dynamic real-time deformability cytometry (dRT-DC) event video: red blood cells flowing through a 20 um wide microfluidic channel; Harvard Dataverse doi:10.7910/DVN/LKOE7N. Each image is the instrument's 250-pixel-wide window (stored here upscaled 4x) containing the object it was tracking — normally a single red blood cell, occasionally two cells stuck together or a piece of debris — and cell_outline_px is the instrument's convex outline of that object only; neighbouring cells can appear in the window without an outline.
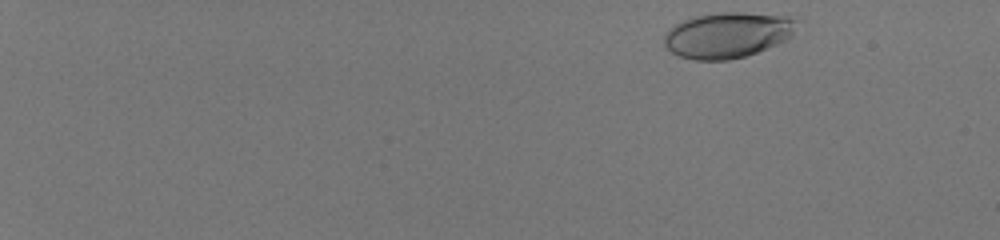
{"species": "human", "species_latin": "Homo sapiens", "temperature_condition": "room temperature", "stored_images_in_passage": 49, "camera_frame_rate_fps": 3000, "um_per_image_px": 0.085, "donor": {"sex": "male"}, "frame": {"image": 1, "passage_image": 2, "time_ms": 0.333, "image_size_px": [1000, 240], "cell_outline_px": [[796, 20], [792, 32], [784, 40], [776, 44], [756, 52], [744, 56], [728, 60], [692, 60], [680, 56], [672, 52], [664, 44], [664, 36], [668, 28], [684, 20], [696, 16], [720, 12], [744, 12], [788, 16]], "centroid_in_image_um": [61.78, 2.97], "position_along_channel_um": 23.2, "area_um2": 34.85}}
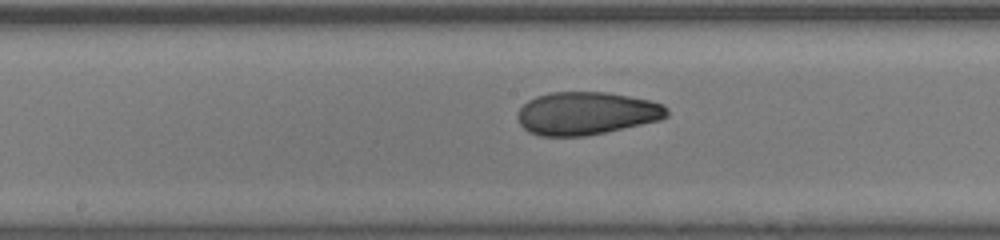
{"frame": {"image": 2, "passage_image": 29, "time_ms": 9.333, "image_size_px": [1000, 240], "cell_outline_px": [[668, 116], [660, 120], [604, 132], [584, 136], [540, 136], [528, 132], [520, 124], [516, 116], [520, 108], [528, 100], [536, 96], [552, 92], [608, 92], [648, 100], [664, 104], [668, 108]], "centroid_in_image_um": [49.83, 9.63], "position_along_channel_um": 198.4, "area_um2": 37.28}}
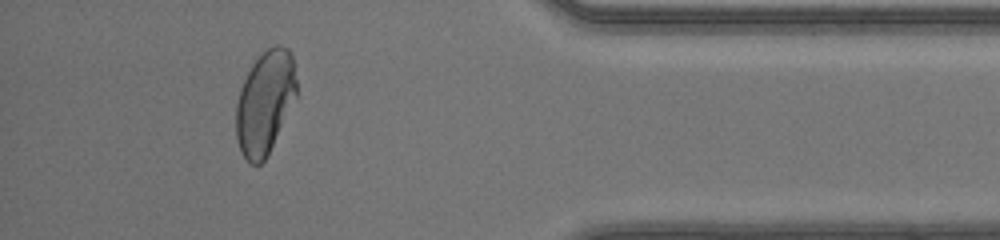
{"frame": {"image": 3, "passage_image": 46, "time_ms": 15.0, "image_size_px": [1000, 240], "cell_outline_px": [[296, 96], [264, 160], [260, 164], [252, 164], [240, 152], [236, 136], [236, 104], [240, 88], [252, 64], [268, 48], [276, 44], [280, 44], [288, 48], [292, 52], [296, 80]], "centroid_in_image_um": [22.51, 8.67], "position_along_channel_um": 412.7, "area_um2": 35.84}, "authors_computed_cell_mechanics": {"area_um2": 36.7608, "velocity_mm_per_s": 4.1608, "shape_relaxation_time_tau1_ms": 6.657, "shape_relaxation_time_tau2_ms": 0.7701, "deformation_change_tau1": 0.2424, "deformation_change_tau2": 0.0592}}